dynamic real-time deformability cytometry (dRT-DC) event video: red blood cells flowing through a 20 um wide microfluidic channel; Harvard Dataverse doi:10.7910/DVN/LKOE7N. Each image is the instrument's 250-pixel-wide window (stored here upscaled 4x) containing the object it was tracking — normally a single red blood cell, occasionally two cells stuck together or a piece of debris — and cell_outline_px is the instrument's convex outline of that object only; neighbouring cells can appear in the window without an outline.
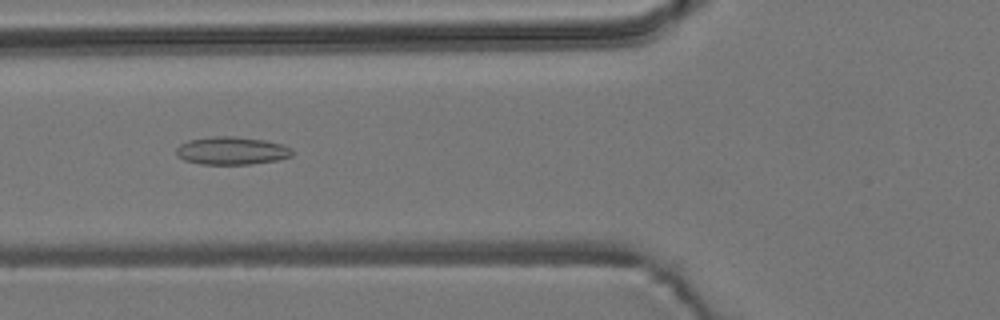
{"species": "common noctule bat (a hibernating species)", "species_latin": "Nyctalus noctula", "temperature_condition": "room temperature", "stored_images_in_passage": 7, "camera_frame_rate_fps": 3000, "um_per_image_px": 0.085, "animal": {"sex": "male", "body_mass_g": 19.2, "forearm_length_mm": 51.8}, "frame": {"image": 1, "passage_image": 5, "time_ms": 4.667, "image_size_px": [1000, 320], "cell_outline_px": [[296, 152], [292, 156], [276, 160], [248, 164], [200, 164], [184, 160], [176, 156], [176, 148], [180, 144], [188, 140], [212, 136], [236, 136], [264, 140], [284, 144], [292, 148]], "centroid_in_image_um": [19.71, 12.8], "position_along_channel_um": 106.1, "area_um2": 19.07}}
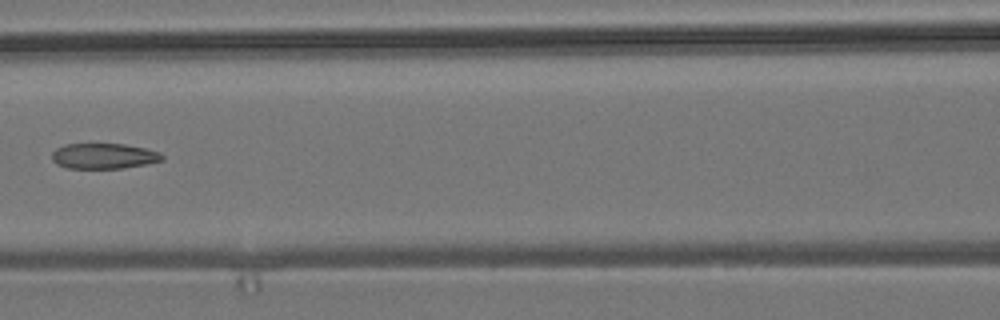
{"frame": {"image": 2, "passage_image": 6, "time_ms": 6.0, "image_size_px": [1000, 320], "cell_outline_px": [[164, 160], [148, 164], [120, 168], [68, 168], [56, 164], [52, 160], [52, 152], [56, 148], [64, 144], [124, 144], [144, 148], [160, 152], [164, 156]], "centroid_in_image_um": [8.82, 13.26], "position_along_channel_um": 157.8, "area_um2": 16.42}}
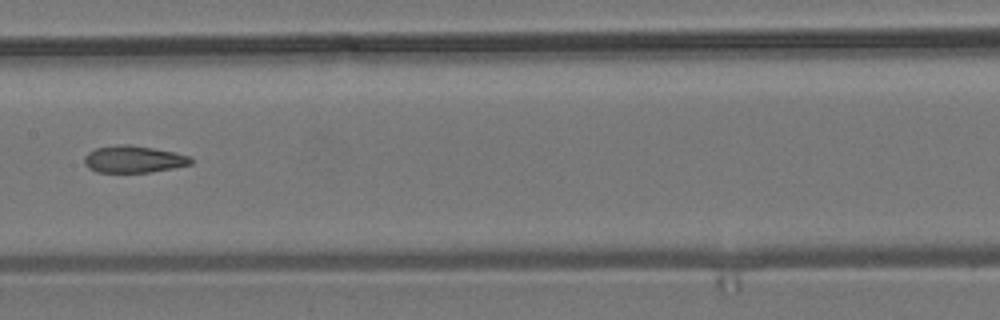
{"frame": {"image": 3, "passage_image": 7, "time_ms": 7.0, "image_size_px": [1000, 320], "cell_outline_px": [[192, 164], [152, 172], [96, 172], [88, 168], [84, 164], [84, 156], [88, 152], [96, 148], [116, 144], [132, 144], [172, 152], [188, 156], [192, 160]], "centroid_in_image_um": [11.3, 13.53], "position_along_channel_um": 196.1, "area_um2": 16.76}}